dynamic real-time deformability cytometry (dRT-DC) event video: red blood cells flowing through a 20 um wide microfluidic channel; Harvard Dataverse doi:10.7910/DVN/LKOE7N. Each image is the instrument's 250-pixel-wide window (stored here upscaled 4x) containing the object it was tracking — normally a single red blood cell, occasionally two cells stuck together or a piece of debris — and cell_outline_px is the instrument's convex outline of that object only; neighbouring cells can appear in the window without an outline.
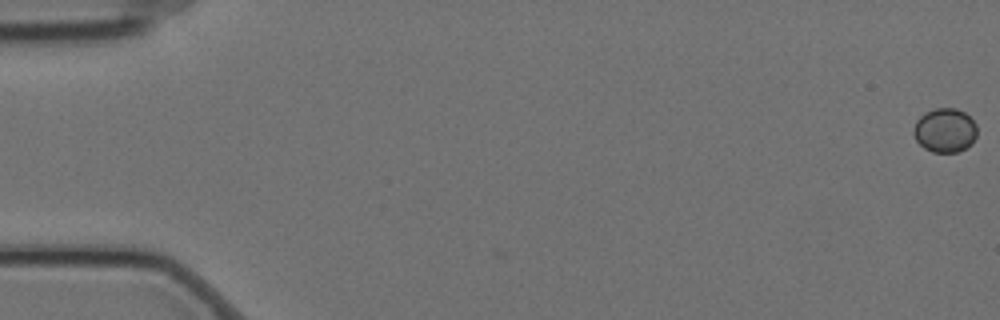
{"species": "Egyptian fruit bat (a non-hibernating species)", "species_latin": "Rousettus aegyptiacus", "temperature_condition": "cold", "stored_images_in_passage": 5, "camera_frame_rate_fps": 3000, "um_per_image_px": 0.085, "animal": {"sex": "female"}, "frame": {"image": 1, "passage_image": 1, "time_ms": 0.0, "image_size_px": [1000, 320], "cell_outline_px": [[976, 136], [972, 144], [956, 152], [932, 152], [924, 148], [916, 140], [912, 132], [912, 128], [916, 120], [924, 112], [936, 108], [956, 108], [964, 112], [976, 124]], "centroid_in_image_um": [80.29, 11.07], "position_along_channel_um": 4.7, "area_um2": 16.42}}
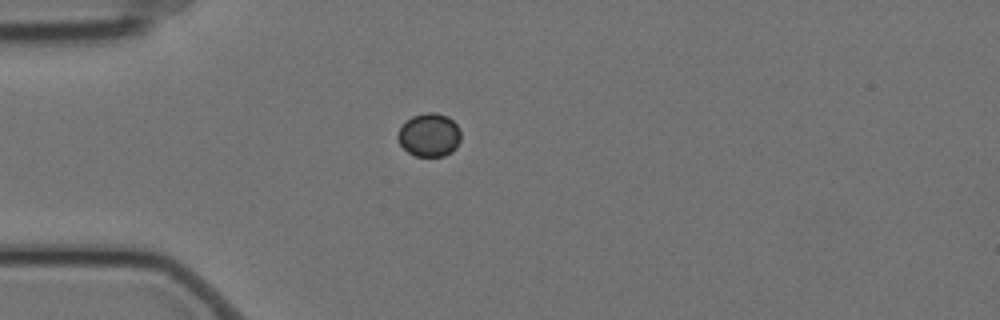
{"frame": {"image": 2, "passage_image": 5, "time_ms": 1.333, "image_size_px": [1000, 320], "cell_outline_px": [[460, 140], [456, 148], [452, 152], [444, 156], [416, 156], [408, 152], [400, 144], [396, 136], [400, 128], [412, 116], [428, 112], [436, 112], [448, 116], [456, 124], [460, 132]], "centroid_in_image_um": [36.5, 11.48], "position_along_channel_um": 48.5, "area_um2": 15.9}}